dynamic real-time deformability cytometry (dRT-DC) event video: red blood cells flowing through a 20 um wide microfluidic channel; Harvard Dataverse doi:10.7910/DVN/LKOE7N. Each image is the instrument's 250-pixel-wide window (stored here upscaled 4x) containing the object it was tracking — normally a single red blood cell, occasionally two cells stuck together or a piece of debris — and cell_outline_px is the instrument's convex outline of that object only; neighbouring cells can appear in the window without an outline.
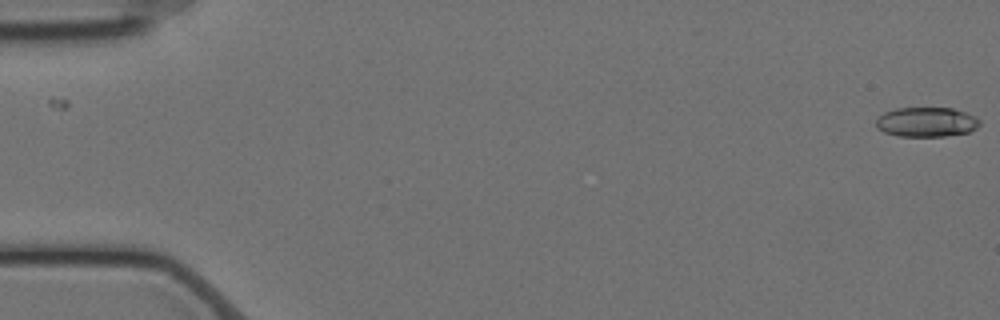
{"species": "Egyptian fruit bat (a non-hibernating species)", "species_latin": "Rousettus aegyptiacus", "temperature_condition": "cold", "stored_images_in_passage": 58, "camera_frame_rate_fps": 3000, "um_per_image_px": 0.085, "animal": {"sex": "female"}, "frame": {"image": 1, "passage_image": 1, "time_ms": 0.0, "image_size_px": [1000, 320], "cell_outline_px": [[980, 124], [976, 128], [968, 132], [944, 136], [900, 136], [884, 132], [876, 128], [876, 120], [884, 112], [896, 108], [952, 108], [976, 116], [980, 120]], "centroid_in_image_um": [78.75, 10.37], "position_along_channel_um": 6.3, "area_um2": 17.86}}
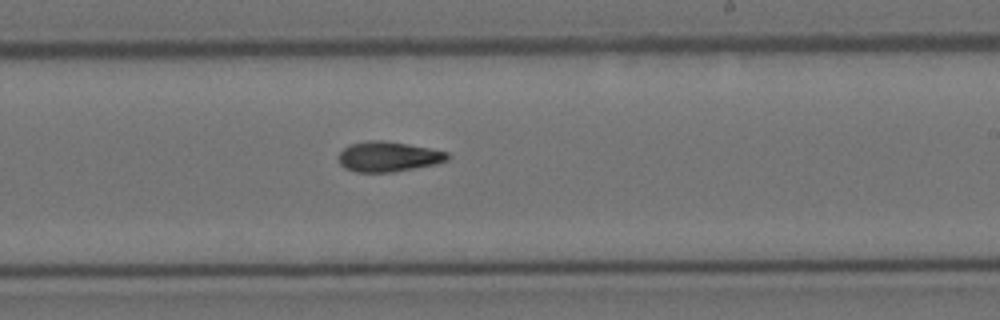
{"frame": {"image": 2, "passage_image": 35, "time_ms": 11.333, "image_size_px": [1000, 320], "cell_outline_px": [[448, 160], [436, 164], [392, 172], [356, 172], [344, 168], [340, 164], [340, 152], [344, 148], [352, 144], [368, 140], [384, 140], [408, 144], [448, 152]], "centroid_in_image_um": [33.0, 13.31], "position_along_channel_um": 256.0, "area_um2": 18.96}}
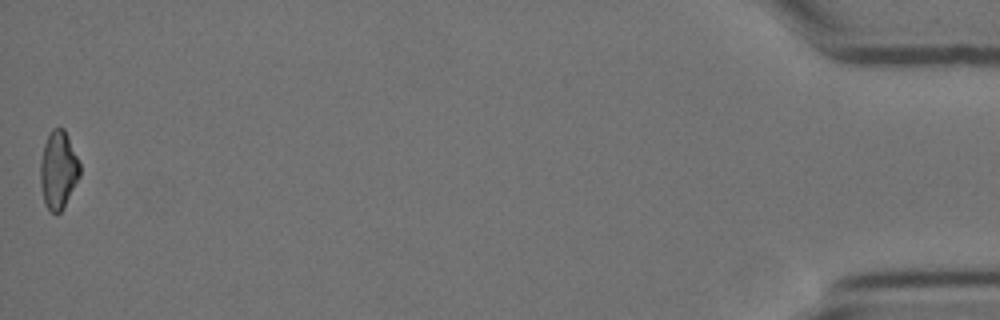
{"frame": {"image": 3, "passage_image": 58, "time_ms": 19.0, "image_size_px": [1000, 320], "cell_outline_px": [[80, 176], [64, 208], [60, 212], [52, 212], [44, 204], [40, 184], [40, 160], [44, 144], [52, 128], [64, 128], [68, 136], [80, 164]], "centroid_in_image_um": [4.95, 14.46], "position_along_channel_um": 430.2, "area_um2": 17.98}, "authors_computed_cell_mechanics": {"area_um2": 18.6694, "velocity_mm_per_s": 3.5253, "shape_relaxation_time_tau1_ms": 10.7138, "shape_relaxation_time_tau2_ms": null, "deformation_change_tau1": 0.2344, "deformation_change_tau2": null}}